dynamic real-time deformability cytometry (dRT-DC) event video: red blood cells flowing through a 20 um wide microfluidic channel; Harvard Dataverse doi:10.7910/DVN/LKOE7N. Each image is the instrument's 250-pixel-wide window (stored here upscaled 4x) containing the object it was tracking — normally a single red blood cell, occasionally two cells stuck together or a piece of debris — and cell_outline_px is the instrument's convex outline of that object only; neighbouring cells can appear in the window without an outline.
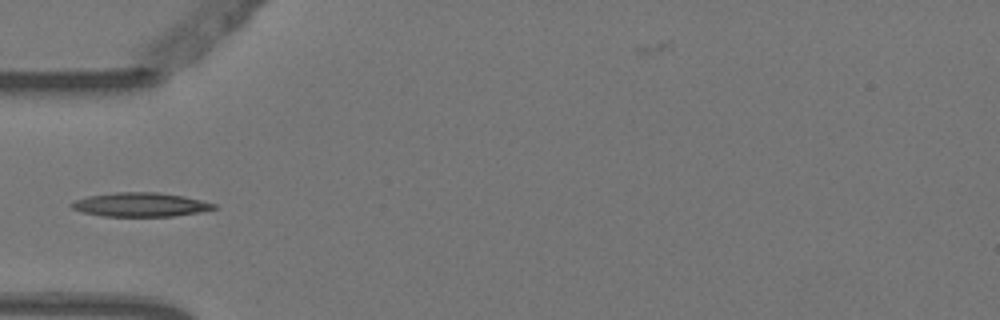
{"species": "Egyptian fruit bat (a non-hibernating species)", "species_latin": "Rousettus aegyptiacus", "temperature_condition": "warm", "stored_images_in_passage": 5, "camera_frame_rate_fps": 3000, "um_per_image_px": 0.085, "animal": {"sex": "female"}, "frame": {"image": 1, "passage_image": 5, "time_ms": 1.333, "image_size_px": [1000, 320], "cell_outline_px": [[216, 208], [200, 212], [172, 216], [104, 216], [84, 212], [72, 208], [68, 204], [72, 200], [88, 196], [116, 192], [156, 192], [184, 196], [216, 204]], "centroid_in_image_um": [11.9, 17.39], "position_along_channel_um": 73.1, "area_um2": 19.83}}